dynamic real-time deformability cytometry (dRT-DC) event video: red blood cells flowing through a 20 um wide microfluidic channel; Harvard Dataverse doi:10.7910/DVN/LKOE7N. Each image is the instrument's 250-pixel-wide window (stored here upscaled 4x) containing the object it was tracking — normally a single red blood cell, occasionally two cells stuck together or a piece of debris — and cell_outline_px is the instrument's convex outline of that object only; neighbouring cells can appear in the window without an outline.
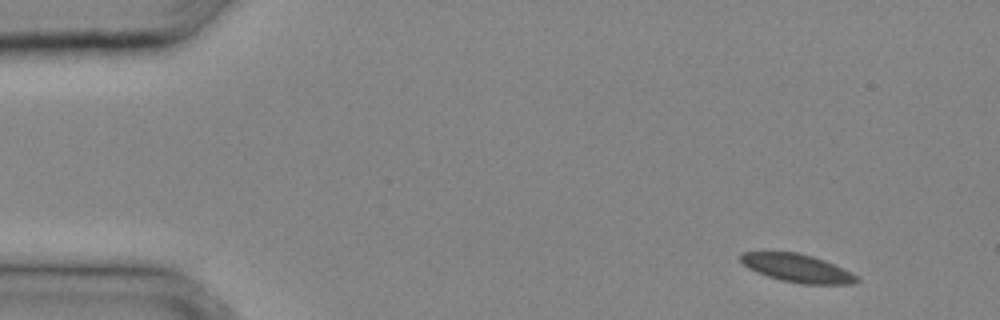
{"species": "common noctule bat (a hibernating species)", "species_latin": "Nyctalus noctula", "temperature_condition": "cold", "stored_images_in_passage": 31, "camera_frame_rate_fps": 3000, "um_per_image_px": 0.085, "animal": {"sex": "male", "body_mass_g": 20.4}, "frame": {"image": 1, "passage_image": 2, "time_ms": 0.333, "image_size_px": [1000, 320], "cell_outline_px": [[860, 280], [852, 284], [800, 284], [780, 280], [756, 272], [748, 268], [740, 260], [740, 252], [796, 252], [812, 256], [824, 260], [852, 272]], "centroid_in_image_um": [67.76, 22.8], "position_along_channel_um": 17.2, "area_um2": 19.02}}
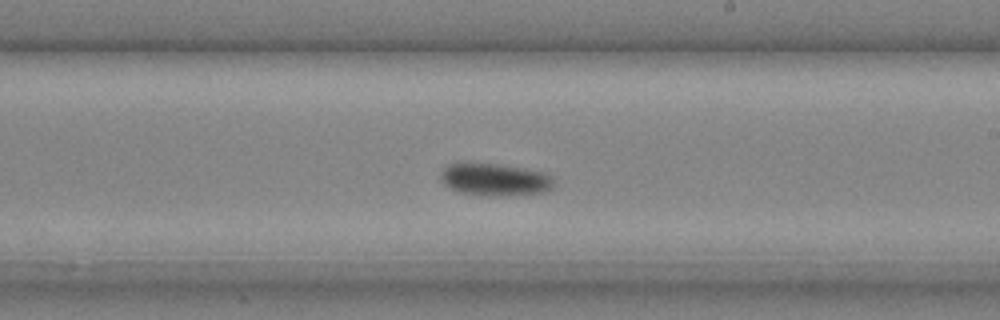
{"frame": {"image": 2, "passage_image": 18, "time_ms": 5.667, "image_size_px": [1000, 320], "cell_outline_px": [[552, 188], [544, 192], [488, 196], [460, 192], [444, 184], [440, 180], [440, 172], [448, 164], [464, 160], [500, 164], [524, 168], [544, 172], [552, 180]], "centroid_in_image_um": [41.96, 15.21], "position_along_channel_um": 247.0, "area_um2": 21.62}}
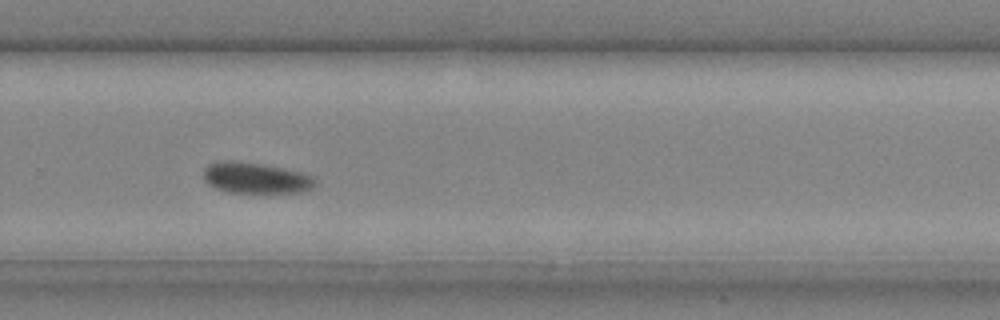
{"frame": {"image": 3, "passage_image": 21, "time_ms": 6.667, "image_size_px": [1000, 320], "cell_outline_px": [[316, 180], [312, 188], [300, 192], [228, 192], [216, 188], [208, 184], [204, 180], [204, 168], [208, 164], [260, 164], [300, 172], [312, 176]], "centroid_in_image_um": [21.78, 15.18], "position_along_channel_um": 308.0, "area_um2": 18.96}}